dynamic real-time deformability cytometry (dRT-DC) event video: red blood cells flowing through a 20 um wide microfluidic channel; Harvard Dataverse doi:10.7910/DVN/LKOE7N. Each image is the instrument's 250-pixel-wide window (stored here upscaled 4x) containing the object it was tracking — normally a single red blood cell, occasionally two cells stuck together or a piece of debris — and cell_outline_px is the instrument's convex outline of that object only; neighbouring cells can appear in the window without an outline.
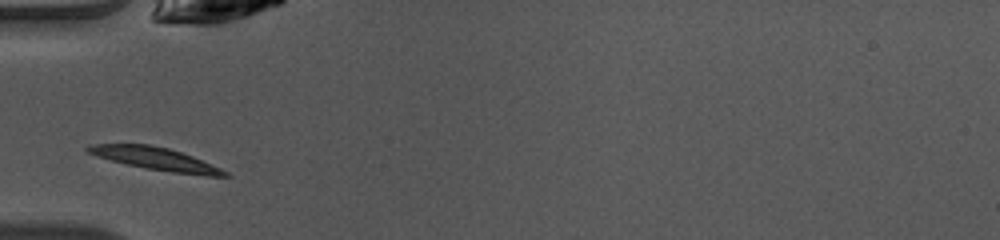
{"species": "common noctule bat (a hibernating species)", "species_latin": "Nyctalus noctula", "temperature_condition": "warm", "stored_images_in_passage": 29, "camera_frame_rate_fps": 3000, "um_per_image_px": 0.085, "animal": {"sex": "female", "body_mass_g": 10.0, "forearm_length_mm": 53.1}, "frame": {"image": 1, "passage_image": 1, "time_ms": 0.0, "image_size_px": [1000, 240], "cell_outline_px": [[228, 176], [208, 176], [172, 172], [148, 168], [128, 164], [112, 160], [88, 152], [84, 148], [92, 144], [152, 144], [168, 148], [192, 156], [220, 168], [228, 172]], "centroid_in_image_um": [13.25, 13.48], "position_along_channel_um": 71.7, "area_um2": 17.57}}
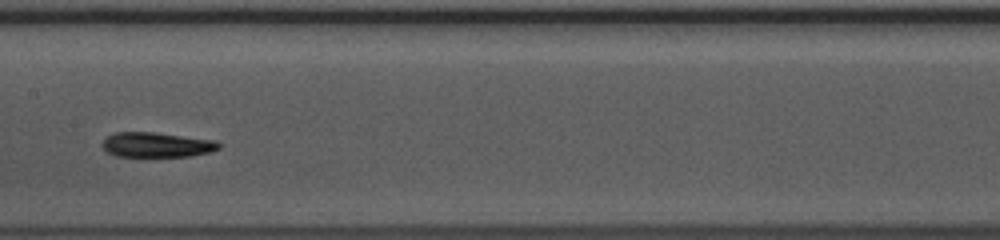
{"frame": {"image": 2, "passage_image": 10, "time_ms": 3.0, "image_size_px": [1000, 240], "cell_outline_px": [[220, 148], [208, 152], [188, 156], [116, 156], [108, 152], [100, 144], [108, 136], [116, 132], [156, 132], [216, 140], [220, 144]], "centroid_in_image_um": [13.32, 12.29], "position_along_channel_um": 194.1, "area_um2": 16.82}}
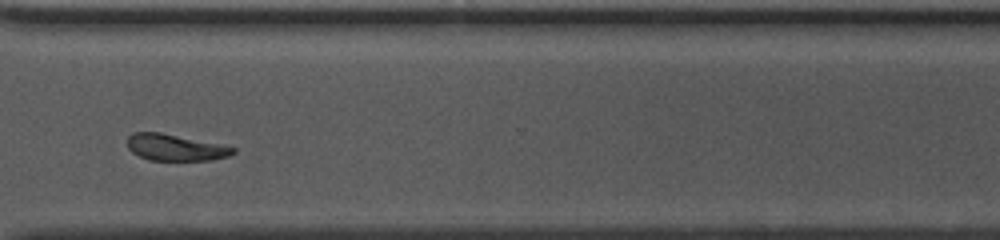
{"frame": {"image": 3, "passage_image": 22, "time_ms": 7.0, "image_size_px": [1000, 240], "cell_outline_px": [[236, 152], [228, 156], [212, 160], [152, 160], [140, 156], [132, 152], [128, 148], [128, 136], [132, 132], [160, 132], [236, 148]], "centroid_in_image_um": [14.88, 12.53], "position_along_channel_um": 355.7, "area_um2": 16.01}, "authors_computed_cell_mechanics": {"area_um2": 17.3978, "velocity_mm_per_s": 4.0495, "shape_relaxation_time_tau1_ms": 3.5527, "shape_relaxation_time_tau2_ms": 6.736, "deformation_change_tau1": 0.1287, "deformation_change_tau2": 0.1337}}